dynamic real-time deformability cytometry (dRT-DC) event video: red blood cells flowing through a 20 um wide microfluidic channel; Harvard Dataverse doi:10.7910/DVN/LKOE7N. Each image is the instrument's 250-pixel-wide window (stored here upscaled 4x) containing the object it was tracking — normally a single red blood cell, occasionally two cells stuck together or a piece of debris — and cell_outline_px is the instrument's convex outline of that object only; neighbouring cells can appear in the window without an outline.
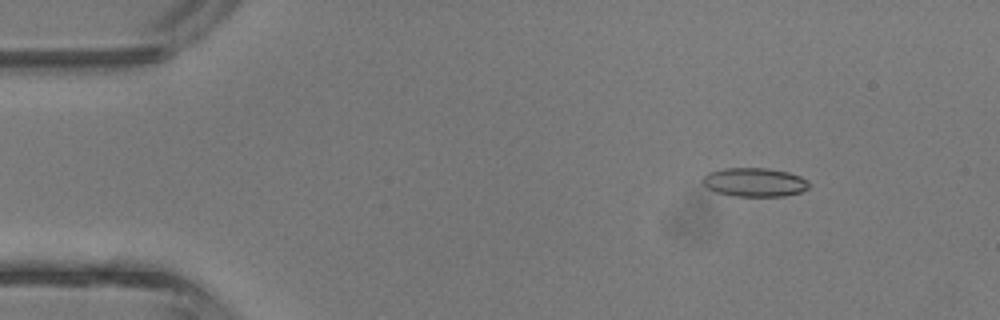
{"species": "common noctule bat (a hibernating species)", "species_latin": "Nyctalus noctula", "temperature_condition": "room temperature", "stored_images_in_passage": 13, "camera_frame_rate_fps": 3000, "um_per_image_px": 0.085, "animal": {"sex": "male", "body_mass_g": 13.3}, "frame": {"image": 1, "passage_image": 6, "time_ms": 1.667, "image_size_px": [1000, 320], "cell_outline_px": [[812, 184], [808, 188], [800, 192], [784, 196], [736, 196], [716, 192], [708, 188], [700, 180], [708, 172], [724, 168], [768, 168], [788, 172], [800, 176], [808, 180]], "centroid_in_image_um": [64.15, 15.48], "position_along_channel_um": 20.8, "area_um2": 17.98}}